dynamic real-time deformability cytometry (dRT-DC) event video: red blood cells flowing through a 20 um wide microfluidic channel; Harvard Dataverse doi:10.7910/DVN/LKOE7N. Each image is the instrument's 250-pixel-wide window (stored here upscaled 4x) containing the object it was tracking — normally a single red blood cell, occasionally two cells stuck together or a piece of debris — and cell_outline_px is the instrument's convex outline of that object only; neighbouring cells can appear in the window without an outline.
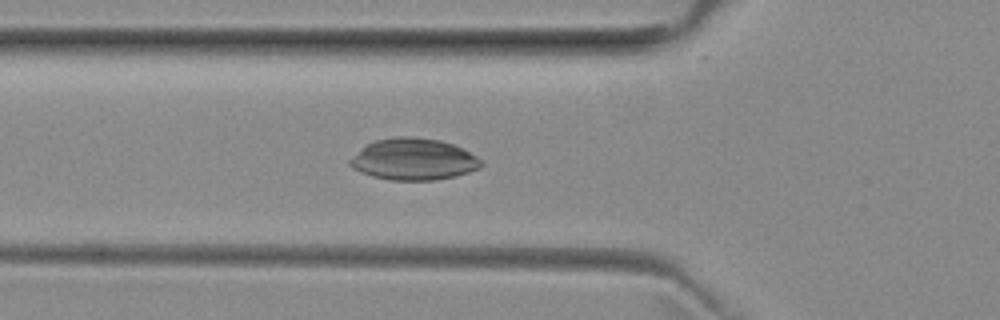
{"species": "common noctule bat (a hibernating species)", "species_latin": "Nyctalus noctula", "temperature_condition": "room temperature", "stored_images_in_passage": 37, "camera_frame_rate_fps": 3000, "um_per_image_px": 0.085, "animal": {"sex": "female", "body_mass_g": 29.2, "forearm_length_mm": 56.3}, "frame": {"image": 1, "passage_image": 9, "time_ms": 2.667, "image_size_px": [1000, 320], "cell_outline_px": [[484, 164], [480, 168], [456, 176], [436, 180], [388, 180], [372, 176], [360, 172], [352, 168], [348, 164], [348, 160], [352, 156], [368, 144], [376, 140], [396, 136], [412, 136], [440, 140], [464, 148], [484, 160]], "centroid_in_image_um": [35.18, 13.54], "position_along_channel_um": 90.6, "area_um2": 32.14}}
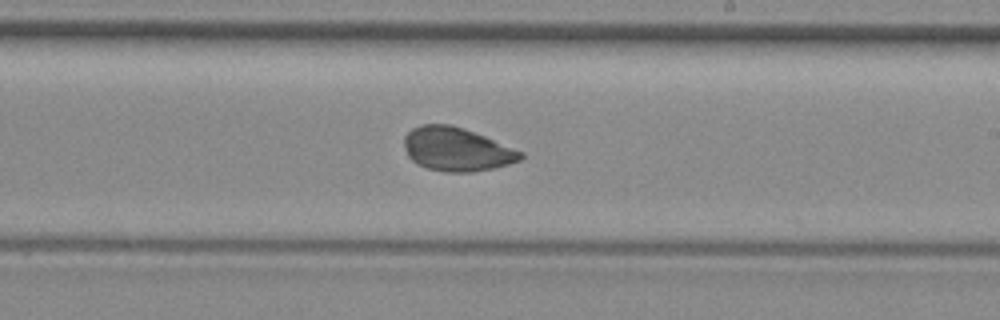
{"frame": {"image": 2, "passage_image": 21, "time_ms": 6.667, "image_size_px": [1000, 320], "cell_outline_px": [[524, 156], [520, 160], [496, 168], [472, 172], [444, 172], [428, 168], [416, 164], [408, 156], [404, 148], [404, 136], [412, 128], [420, 124], [448, 124], [484, 136], [524, 152]], "centroid_in_image_um": [38.8, 12.7], "position_along_channel_um": 250.2, "area_um2": 29.54}}
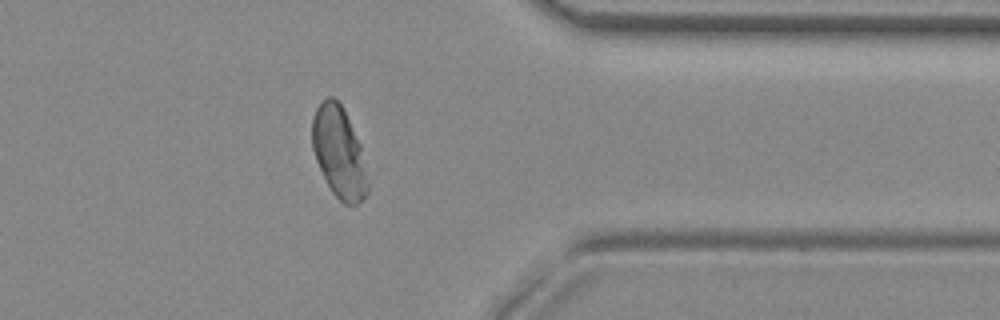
{"frame": {"image": 3, "passage_image": 32, "time_ms": 10.333, "image_size_px": [1000, 320], "cell_outline_px": [[368, 192], [356, 204], [344, 204], [332, 192], [316, 160], [312, 148], [312, 120], [316, 108], [328, 96], [332, 96], [344, 108], [360, 144], [368, 184]], "centroid_in_image_um": [28.8, 12.93], "position_along_channel_um": 382.6, "area_um2": 29.02}}